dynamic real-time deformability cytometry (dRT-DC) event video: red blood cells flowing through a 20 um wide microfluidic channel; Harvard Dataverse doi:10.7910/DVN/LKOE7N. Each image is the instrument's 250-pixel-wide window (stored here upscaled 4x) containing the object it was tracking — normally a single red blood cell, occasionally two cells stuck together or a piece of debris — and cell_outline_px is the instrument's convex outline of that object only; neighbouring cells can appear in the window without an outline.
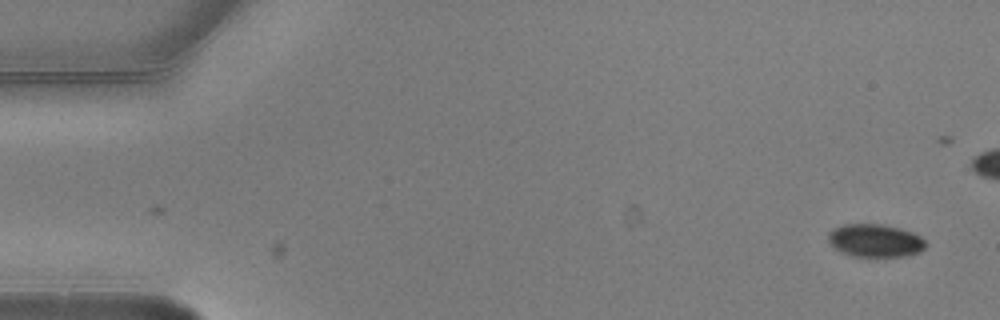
{"species": "common noctule bat (a hibernating species)", "species_latin": "Nyctalus noctula", "temperature_condition": "warm", "stored_images_in_passage": 2, "camera_frame_rate_fps": 3000, "um_per_image_px": 0.085, "animal": {"sex": "male", "body_mass_g": 20.5, "forearm_length_mm": 52.5}, "frame": {"image": 1, "passage_image": 2, "time_ms": 0.333, "image_size_px": [1000, 320], "cell_outline_px": [[924, 248], [920, 252], [908, 256], [852, 256], [840, 252], [828, 240], [828, 232], [832, 228], [844, 224], [884, 224], [900, 228], [912, 232], [920, 236], [924, 240]], "centroid_in_image_um": [74.37, 20.44], "position_along_channel_um": 10.6, "area_um2": 18.73}}